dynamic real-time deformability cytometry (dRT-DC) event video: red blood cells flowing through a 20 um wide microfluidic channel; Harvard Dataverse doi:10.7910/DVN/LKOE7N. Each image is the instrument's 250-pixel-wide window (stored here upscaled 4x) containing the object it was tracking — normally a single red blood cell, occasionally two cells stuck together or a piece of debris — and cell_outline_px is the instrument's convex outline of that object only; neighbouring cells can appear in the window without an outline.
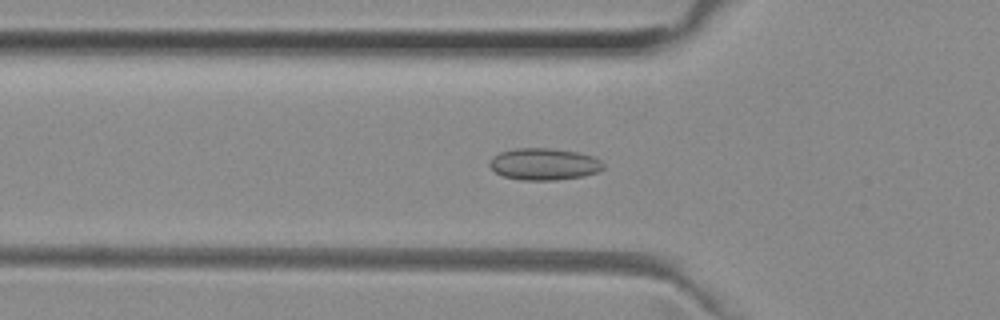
{"species": "common noctule bat (a hibernating species)", "species_latin": "Nyctalus noctula", "temperature_condition": "room temperature", "stored_images_in_passage": 51, "camera_frame_rate_fps": 3000, "um_per_image_px": 0.085, "animal": {"sex": "female", "body_mass_g": 29.2, "forearm_length_mm": 56.3}, "frame": {"image": 1, "passage_image": 17, "time_ms": 5.333, "image_size_px": [1000, 320], "cell_outline_px": [[604, 168], [596, 172], [584, 176], [556, 180], [520, 180], [504, 176], [496, 172], [488, 164], [492, 156], [500, 152], [516, 148], [552, 148], [576, 152], [592, 156], [600, 160], [604, 164]], "centroid_in_image_um": [46.23, 13.95], "position_along_channel_um": 79.6, "area_um2": 21.1}}
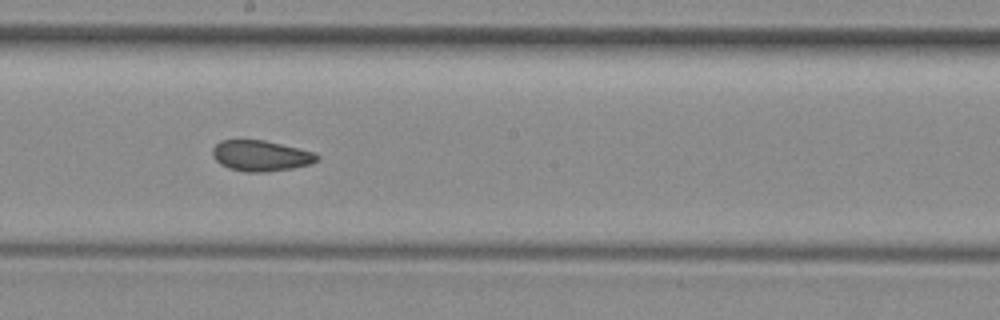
{"frame": {"image": 2, "passage_image": 28, "time_ms": 9.0, "image_size_px": [1000, 320], "cell_outline_px": [[320, 160], [308, 164], [292, 168], [264, 172], [244, 172], [228, 168], [220, 164], [212, 156], [212, 148], [220, 140], [264, 140], [300, 148], [316, 152], [320, 156]], "centroid_in_image_um": [22.17, 13.23], "position_along_channel_um": 226.0, "area_um2": 18.9}}
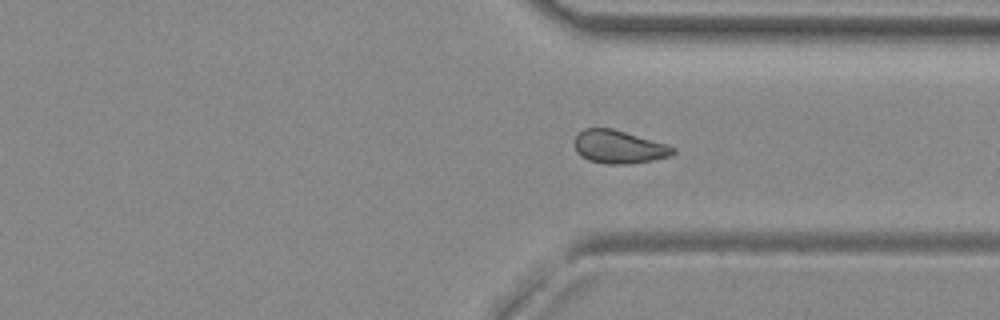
{"frame": {"image": 3, "passage_image": 38, "time_ms": 12.333, "image_size_px": [1000, 320], "cell_outline_px": [[676, 152], [668, 156], [652, 160], [628, 164], [604, 164], [588, 160], [580, 156], [576, 152], [576, 136], [584, 128], [612, 128], [668, 144], [676, 148]], "centroid_in_image_um": [52.61, 12.49], "position_along_channel_um": 358.8, "area_um2": 19.02}, "authors_computed_cell_mechanics": {"area_um2": 19.5364, "velocity_mm_per_s": 3.9813, "shape_relaxation_time_tau1_ms": null, "shape_relaxation_time_tau2_ms": 2.526, "deformation_change_tau1": null, "deformation_change_tau2": 0.0631}}